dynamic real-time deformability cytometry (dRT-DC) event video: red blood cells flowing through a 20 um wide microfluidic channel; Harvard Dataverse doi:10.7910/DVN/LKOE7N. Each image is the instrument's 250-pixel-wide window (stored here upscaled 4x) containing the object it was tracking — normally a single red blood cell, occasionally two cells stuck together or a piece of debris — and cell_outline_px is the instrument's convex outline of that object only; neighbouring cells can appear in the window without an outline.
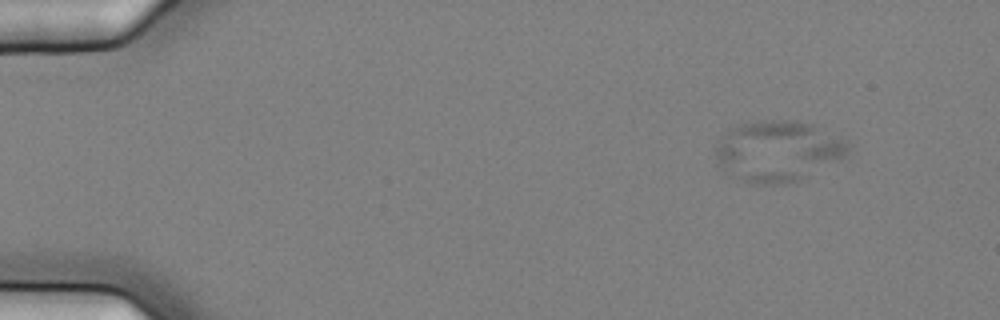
{"species": "common noctule bat (a hibernating species)", "species_latin": "Nyctalus noctula", "temperature_condition": "cold", "stored_images_in_passage": 60, "camera_frame_rate_fps": 3000, "um_per_image_px": 0.085, "animal": {"sex": "female", "body_mass_g": 25.1}, "frame": {"image": 1, "passage_image": 9, "time_ms": 2.667, "image_size_px": [1000, 320], "cell_outline_px": [[852, 144], [848, 152], [840, 160], [800, 180], [788, 184], [744, 184], [728, 176], [716, 164], [716, 148], [720, 140], [732, 128], [740, 124], [764, 120], [796, 120], [812, 124]], "centroid_in_image_um": [66.09, 12.88], "position_along_channel_um": 18.9, "area_um2": 47.45}}
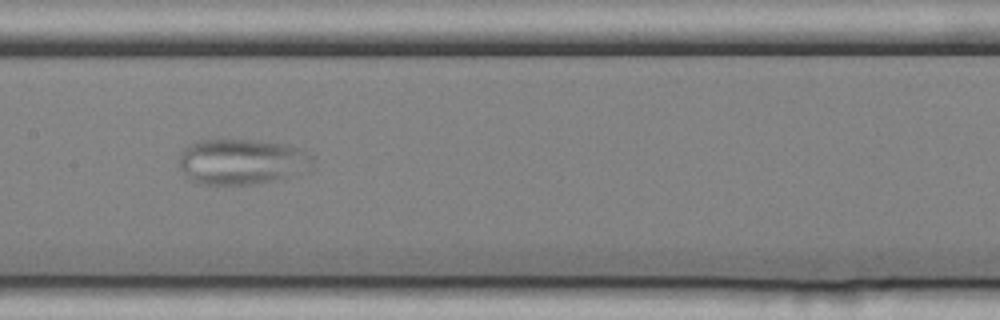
{"frame": {"image": 2, "passage_image": 32, "time_ms": 10.333, "image_size_px": [1000, 320], "cell_outline_px": [[316, 156], [312, 164], [284, 176], [272, 180], [252, 184], [196, 184], [188, 180], [180, 168], [180, 152], [184, 148], [200, 140], [248, 140], [288, 144], [304, 148]], "centroid_in_image_um": [20.5, 13.72], "position_along_channel_um": 186.9, "area_um2": 35.14}}
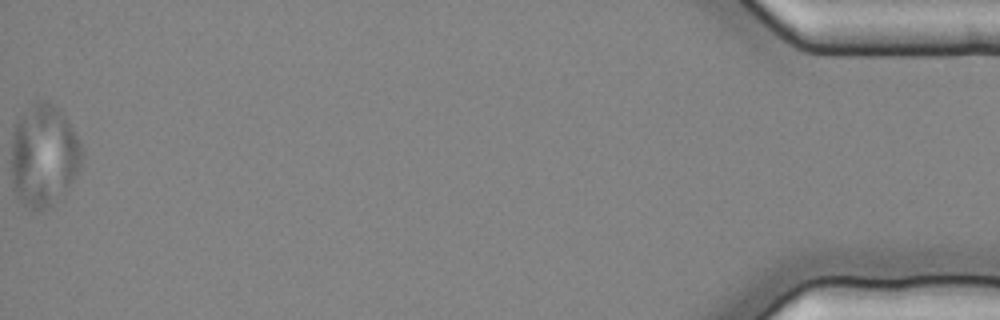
{"frame": {"image": 3, "passage_image": 60, "time_ms": 19.667, "image_size_px": [1000, 320], "cell_outline_px": [[84, 156], [72, 180], [48, 208], [32, 208], [24, 204], [16, 196], [12, 180], [12, 124], [36, 100], [44, 100], [60, 108], [76, 132], [80, 140], [84, 152]], "centroid_in_image_um": [3.71, 13.13], "position_along_channel_um": 431.5, "area_um2": 41.91}}